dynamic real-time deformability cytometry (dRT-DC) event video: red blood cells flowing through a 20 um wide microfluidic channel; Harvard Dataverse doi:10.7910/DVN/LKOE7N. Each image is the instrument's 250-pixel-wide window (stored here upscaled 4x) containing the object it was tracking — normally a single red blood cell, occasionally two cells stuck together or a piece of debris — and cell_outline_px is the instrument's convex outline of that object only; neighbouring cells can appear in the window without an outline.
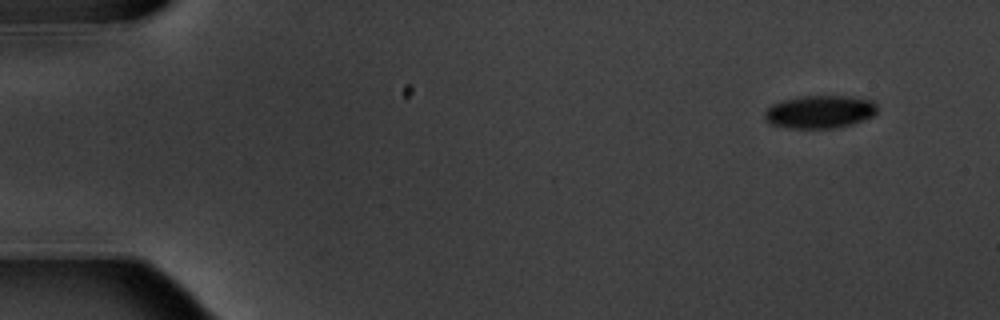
{"species": "common noctule bat (a hibernating species)", "species_latin": "Nyctalus noctula", "temperature_condition": "warm", "stored_images_in_passage": 6, "segment_of_instrument_passage": [2, 2], "camera_frame_rate_fps": 3000, "um_per_image_px": 0.085, "animal": {"sex": "male", "body_mass_g": 20.1, "forearm_length_mm": 53.5}, "frame": {"image": 1, "passage_image": 6, "time_ms": 6.667, "image_size_px": [1000, 320], "cell_outline_px": [[876, 112], [872, 116], [852, 124], [836, 128], [788, 128], [772, 124], [764, 116], [764, 112], [772, 104], [784, 100], [800, 96], [852, 96], [872, 100], [876, 104]], "centroid_in_image_um": [69.7, 9.5], "position_along_channel_um": 15.3, "area_um2": 21.5}}